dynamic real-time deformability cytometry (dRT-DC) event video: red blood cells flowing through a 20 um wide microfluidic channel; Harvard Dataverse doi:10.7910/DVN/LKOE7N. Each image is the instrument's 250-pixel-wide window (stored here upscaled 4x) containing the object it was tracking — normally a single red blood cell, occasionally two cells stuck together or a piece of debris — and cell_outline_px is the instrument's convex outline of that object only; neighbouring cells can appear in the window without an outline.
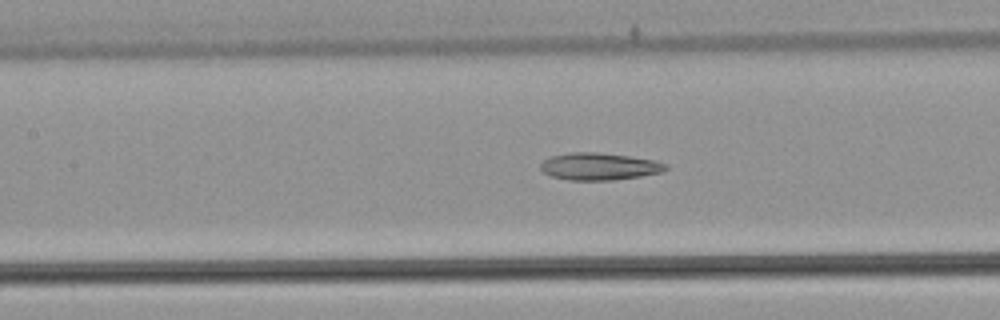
{"species": "common noctule bat (a hibernating species)", "species_latin": "Nyctalus noctula", "temperature_condition": "warm", "stored_images_in_passage": 20, "camera_frame_rate_fps": 3000, "um_per_image_px": 0.085, "animal": {"sex": "male", "body_mass_g": 21.5, "forearm_length_mm": 52.0}, "frame": {"image": 1, "passage_image": 9, "time_ms": 2.667, "image_size_px": [1000, 320], "cell_outline_px": [[668, 168], [660, 172], [640, 176], [612, 180], [568, 180], [552, 176], [544, 172], [540, 168], [540, 164], [544, 160], [552, 156], [572, 152], [596, 152], [628, 156], [656, 160], [668, 164]], "centroid_in_image_um": [50.94, 14.14], "position_along_channel_um": 156.5, "area_um2": 19.71}}
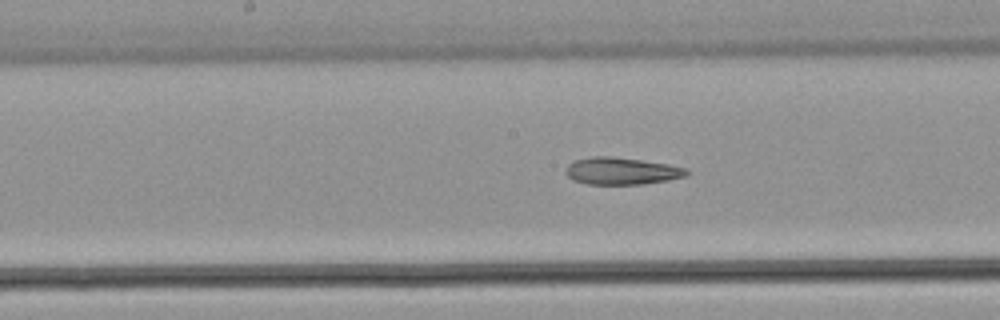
{"frame": {"image": 2, "passage_image": 12, "time_ms": 3.667, "image_size_px": [1000, 320], "cell_outline_px": [[688, 176], [668, 180], [644, 184], [588, 184], [572, 180], [564, 172], [568, 164], [576, 160], [592, 156], [608, 156], [640, 160], [668, 164], [688, 168]], "centroid_in_image_um": [52.84, 14.54], "position_along_channel_um": 195.4, "area_um2": 19.13}}